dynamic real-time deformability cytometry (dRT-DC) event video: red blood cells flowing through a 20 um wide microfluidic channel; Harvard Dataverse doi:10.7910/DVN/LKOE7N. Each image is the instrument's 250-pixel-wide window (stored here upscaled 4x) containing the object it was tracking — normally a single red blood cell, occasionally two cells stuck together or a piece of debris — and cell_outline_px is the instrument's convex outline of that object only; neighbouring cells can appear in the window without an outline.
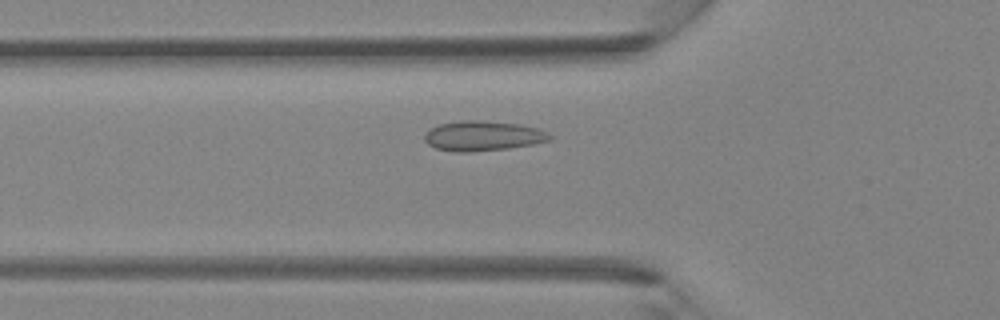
{"species": "Egyptian fruit bat (a non-hibernating species)", "species_latin": "Rousettus aegyptiacus", "temperature_condition": "room temperature", "stored_images_in_passage": 42, "camera_frame_rate_fps": 3000, "um_per_image_px": 0.085, "animal": {"sex": "female"}, "frame": {"image": 1, "passage_image": 13, "time_ms": 4.0, "image_size_px": [1000, 320], "cell_outline_px": [[552, 140], [532, 144], [508, 148], [468, 152], [456, 152], [436, 148], [428, 144], [424, 140], [424, 132], [440, 124], [464, 120], [480, 120], [520, 124], [536, 128], [548, 132], [552, 136]], "centroid_in_image_um": [41.05, 11.55], "position_along_channel_um": 84.8, "area_um2": 21.79}}
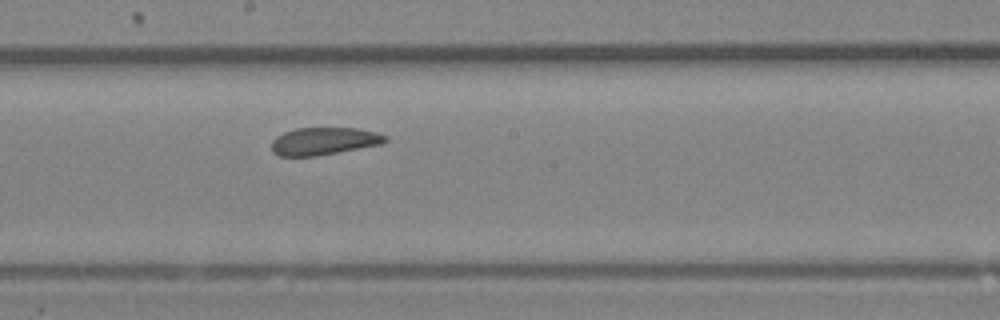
{"frame": {"image": 2, "passage_image": 22, "time_ms": 7.0, "image_size_px": [1000, 320], "cell_outline_px": [[388, 140], [380, 144], [316, 156], [280, 156], [272, 152], [272, 140], [276, 136], [284, 132], [296, 128], [356, 128], [376, 132], [388, 136]], "centroid_in_image_um": [27.51, 11.99], "position_along_channel_um": 220.7, "area_um2": 18.15}}
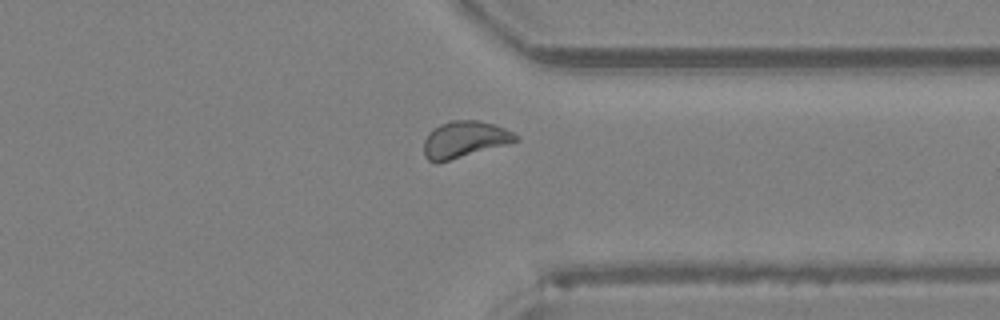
{"frame": {"image": 3, "passage_image": 32, "time_ms": 10.333, "image_size_px": [1000, 320], "cell_outline_px": [[520, 140], [508, 144], [436, 164], [428, 160], [424, 156], [424, 140], [428, 132], [432, 128], [440, 124], [452, 120], [476, 120], [492, 124], [504, 128], [520, 136]], "centroid_in_image_um": [39.46, 11.86], "position_along_channel_um": 371.9, "area_um2": 19.71}}